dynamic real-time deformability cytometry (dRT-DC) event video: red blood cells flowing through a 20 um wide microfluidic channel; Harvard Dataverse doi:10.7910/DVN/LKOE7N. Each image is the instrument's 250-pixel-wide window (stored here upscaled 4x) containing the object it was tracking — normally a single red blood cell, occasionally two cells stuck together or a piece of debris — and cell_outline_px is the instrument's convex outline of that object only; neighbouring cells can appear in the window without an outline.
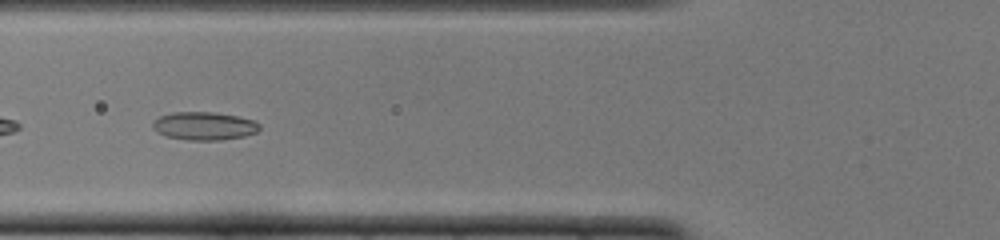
{"species": "common noctule bat (a hibernating species)", "species_latin": "Nyctalus noctula", "temperature_condition": "cold", "stored_images_in_passage": 47, "camera_frame_rate_fps": 3000, "um_per_image_px": 0.085, "animal": {"sex": "female", "body_mass_g": 22.0, "forearm_length_mm": 56.7}, "frame": {"image": 1, "passage_image": 16, "time_ms": 5.0, "image_size_px": [1000, 240], "cell_outline_px": [[260, 128], [256, 132], [244, 136], [220, 140], [188, 140], [164, 136], [156, 132], [152, 128], [152, 124], [160, 116], [172, 112], [216, 112], [256, 120], [260, 124]], "centroid_in_image_um": [17.35, 10.7], "position_along_channel_um": 108.4, "area_um2": 17.63}}
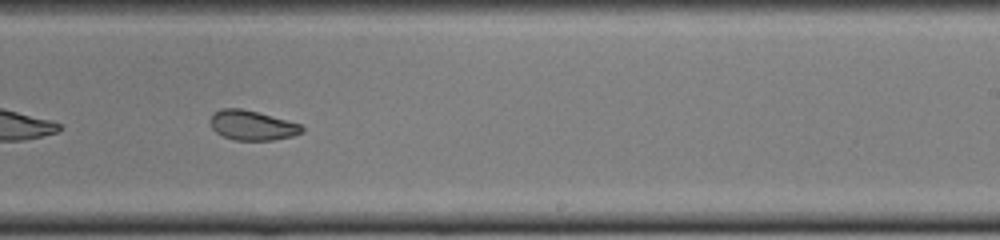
{"frame": {"image": 2, "passage_image": 28, "time_ms": 9.0, "image_size_px": [1000, 240], "cell_outline_px": [[304, 132], [292, 136], [272, 140], [236, 140], [224, 136], [216, 132], [212, 128], [208, 120], [212, 112], [220, 108], [240, 108], [272, 116], [300, 124], [304, 128]], "centroid_in_image_um": [21.39, 10.64], "position_along_channel_um": 267.6, "area_um2": 15.9}}
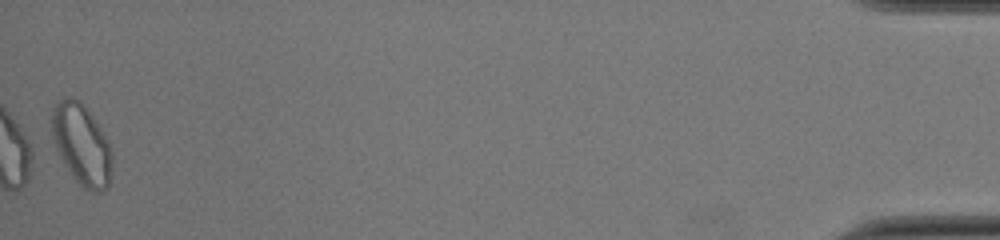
{"frame": {"image": 3, "passage_image": 47, "time_ms": 15.333, "image_size_px": [1000, 240], "cell_outline_px": [[112, 168], [108, 188], [100, 192], [92, 192], [84, 188], [72, 176], [64, 164], [56, 148], [52, 136], [52, 108], [64, 96], [72, 96], [80, 100], [92, 116], [108, 140], [112, 152]], "centroid_in_image_um": [6.95, 12.28], "position_along_channel_um": 428.3, "area_um2": 28.5}, "authors_computed_cell_mechanics": {"area_um2": 18.4382, "velocity_mm_per_s": 3.9858, "shape_relaxation_time_tau1_ms": 8.7457, "shape_relaxation_time_tau2_ms": 2.4854, "deformation_change_tau1": 0.1393, "deformation_change_tau2": 0.073}}